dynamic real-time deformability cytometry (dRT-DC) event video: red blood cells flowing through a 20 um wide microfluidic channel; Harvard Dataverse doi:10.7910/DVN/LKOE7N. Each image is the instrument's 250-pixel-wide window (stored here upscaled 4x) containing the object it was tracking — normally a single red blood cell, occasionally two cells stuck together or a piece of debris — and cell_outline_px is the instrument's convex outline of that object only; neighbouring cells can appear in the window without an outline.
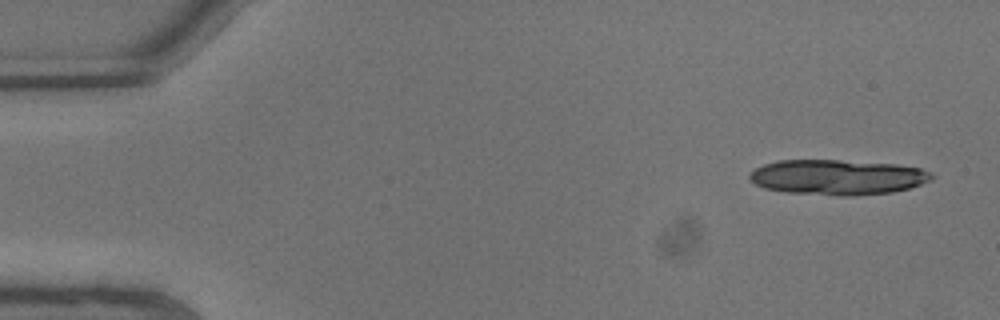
{"species": "common noctule bat (a hibernating species)", "species_latin": "Nyctalus noctula", "temperature_condition": "warm", "stored_images_in_passage": 11, "segment_of_instrument_passage": [1, 2], "camera_frame_rate_fps": 3000, "um_per_image_px": 0.085, "animal": {"sex": "male", "body_mass_g": 13.3}, "frame": {"image": 1, "passage_image": 1, "time_ms": 0.0, "image_size_px": [1000, 320], "cell_outline_px": [[936, 176], [932, 180], [908, 188], [892, 192], [852, 196], [840, 196], [788, 192], [764, 188], [756, 184], [748, 176], [756, 168], [764, 164], [780, 160], [840, 160], [896, 164], [920, 168], [932, 172]], "centroid_in_image_um": [71.23, 15.06], "position_along_channel_um": 13.8, "area_um2": 37.34}}